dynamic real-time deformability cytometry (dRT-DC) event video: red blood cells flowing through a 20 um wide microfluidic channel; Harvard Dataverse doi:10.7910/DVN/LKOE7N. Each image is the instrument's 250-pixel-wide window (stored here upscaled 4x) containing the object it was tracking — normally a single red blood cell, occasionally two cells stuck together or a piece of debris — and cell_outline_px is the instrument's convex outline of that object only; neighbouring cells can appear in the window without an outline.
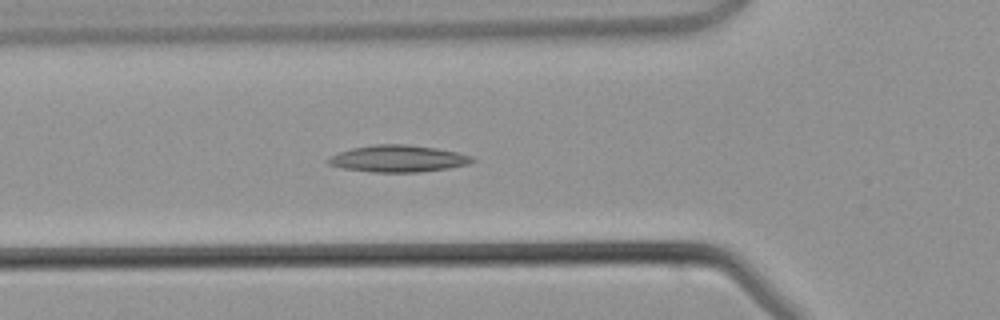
{"species": "common noctule bat (a hibernating species)", "species_latin": "Nyctalus noctula", "temperature_condition": "warm", "stored_images_in_passage": 32, "camera_frame_rate_fps": 3000, "um_per_image_px": 0.085, "animal": {"sex": "male", "body_mass_g": 21.5, "forearm_length_mm": 52.0}, "frame": {"image": 1, "passage_image": 2, "time_ms": 0.333, "image_size_px": [1000, 320], "cell_outline_px": [[476, 160], [468, 164], [448, 168], [420, 172], [372, 172], [344, 168], [328, 164], [328, 160], [332, 156], [340, 152], [352, 148], [372, 144], [404, 144], [436, 148], [456, 152], [472, 156]], "centroid_in_image_um": [33.86, 13.48], "position_along_channel_um": 91.9, "area_um2": 22.31}}
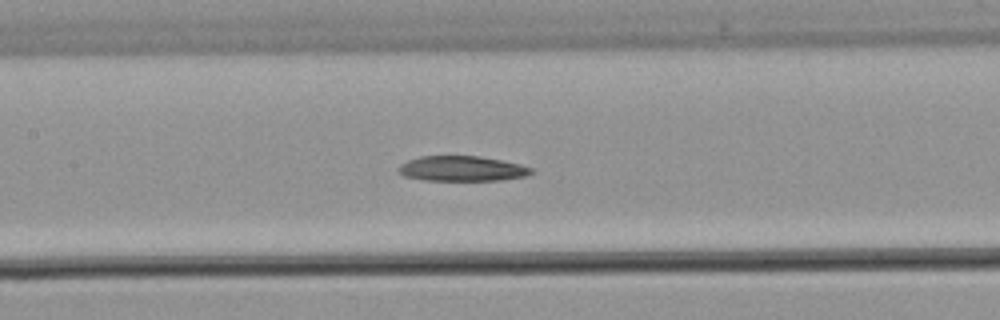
{"frame": {"image": 2, "passage_image": 7, "time_ms": 2.0, "image_size_px": [1000, 320], "cell_outline_px": [[532, 172], [524, 176], [500, 180], [424, 180], [404, 176], [396, 172], [396, 168], [400, 164], [408, 160], [420, 156], [476, 156], [500, 160], [520, 164], [532, 168]], "centroid_in_image_um": [39.18, 14.33], "position_along_channel_um": 168.2, "area_um2": 19.36}}
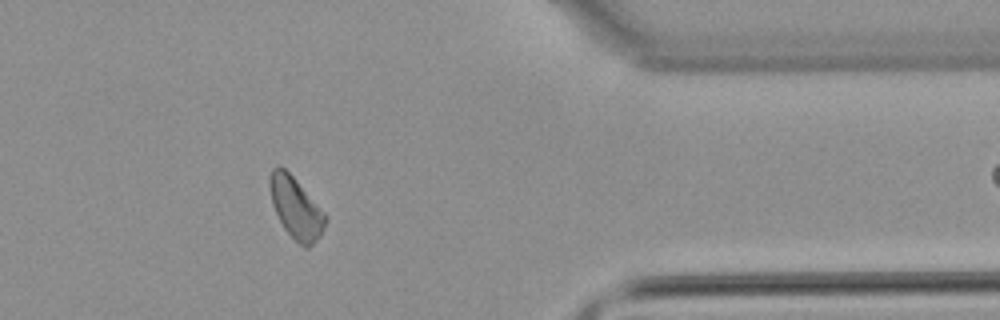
{"frame": {"image": 3, "passage_image": 23, "time_ms": 7.333, "image_size_px": [1000, 320], "cell_outline_px": [[328, 216], [324, 228], [320, 236], [308, 248], [304, 248], [284, 228], [272, 204], [268, 184], [268, 180], [272, 168], [284, 168], [296, 180]], "centroid_in_image_um": [25.15, 17.68], "position_along_channel_um": 386.2, "area_um2": 19.54}}